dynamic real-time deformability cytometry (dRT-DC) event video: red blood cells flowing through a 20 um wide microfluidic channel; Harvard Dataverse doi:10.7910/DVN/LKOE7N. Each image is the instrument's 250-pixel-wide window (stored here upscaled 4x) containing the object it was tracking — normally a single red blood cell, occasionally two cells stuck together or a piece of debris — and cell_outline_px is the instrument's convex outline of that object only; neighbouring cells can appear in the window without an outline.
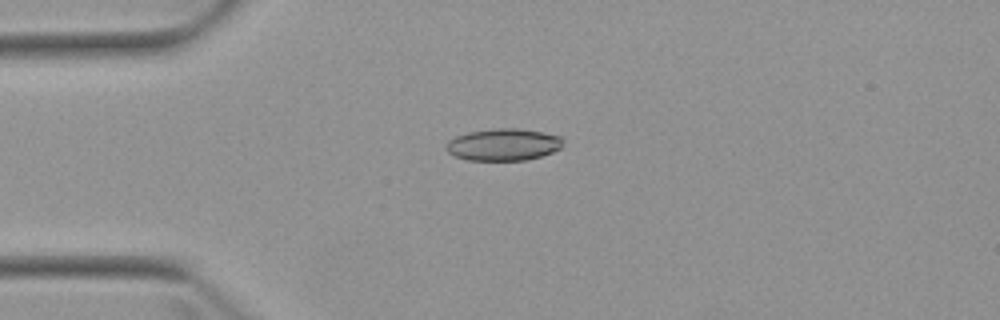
{"species": "Egyptian fruit bat (a non-hibernating species)", "species_latin": "Rousettus aegyptiacus", "temperature_condition": "warm", "stored_images_in_passage": 5, "camera_frame_rate_fps": 3000, "um_per_image_px": 0.085, "animal": {"sex": "female"}, "frame": {"image": 1, "passage_image": 3, "time_ms": 3.0, "image_size_px": [1000, 320], "cell_outline_px": [[564, 140], [560, 148], [552, 152], [528, 160], [468, 160], [456, 156], [448, 152], [444, 148], [448, 140], [456, 136], [468, 132], [496, 128], [516, 128], [544, 132], [560, 136]], "centroid_in_image_um": [42.78, 12.28], "position_along_channel_um": 42.2, "area_um2": 21.85}}
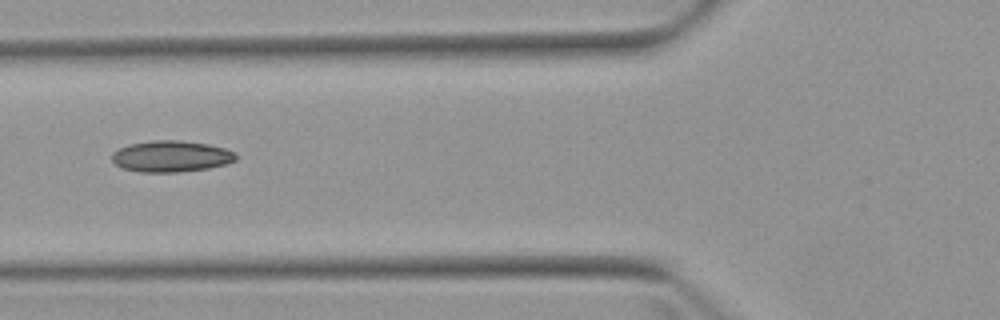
{"frame": {"image": 2, "passage_image": 5, "time_ms": 5.333, "image_size_px": [1000, 320], "cell_outline_px": [[236, 160], [228, 164], [208, 168], [176, 172], [140, 172], [120, 168], [112, 160], [112, 152], [120, 148], [132, 144], [152, 140], [180, 140], [208, 144], [224, 148], [236, 152]], "centroid_in_image_um": [14.56, 13.29], "position_along_channel_um": 111.2, "area_um2": 22.66}}